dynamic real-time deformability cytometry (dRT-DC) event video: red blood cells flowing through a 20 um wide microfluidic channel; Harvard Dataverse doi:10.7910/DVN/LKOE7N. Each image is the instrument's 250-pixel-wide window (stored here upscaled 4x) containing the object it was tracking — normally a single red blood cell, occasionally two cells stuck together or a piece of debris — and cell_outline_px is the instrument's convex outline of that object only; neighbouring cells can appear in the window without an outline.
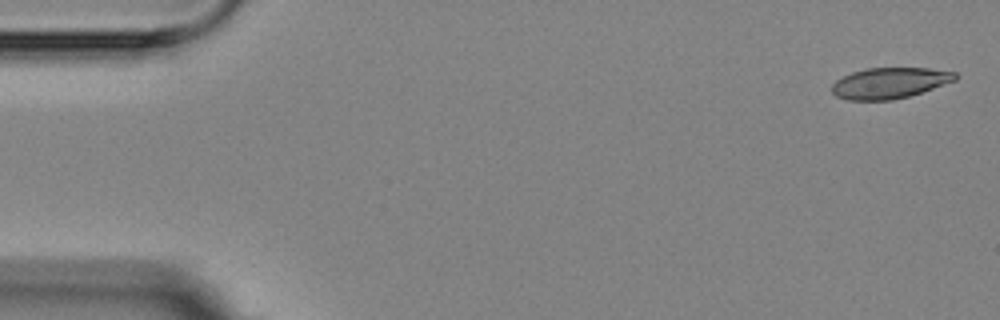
{"species": "Egyptian fruit bat (a non-hibernating species)", "species_latin": "Rousettus aegyptiacus", "temperature_condition": "room temperature", "stored_images_in_passage": 4, "camera_frame_rate_fps": 3000, "um_per_image_px": 0.085, "animal": {"sex": "female"}, "frame": {"image": 1, "passage_image": 1, "time_ms": 0.0, "image_size_px": [1000, 320], "cell_outline_px": [[960, 76], [956, 80], [908, 96], [892, 100], [848, 100], [836, 96], [832, 92], [832, 84], [836, 80], [852, 72], [868, 68], [928, 68], [956, 72]], "centroid_in_image_um": [75.62, 7.05], "position_along_channel_um": 9.4, "area_um2": 22.08}}
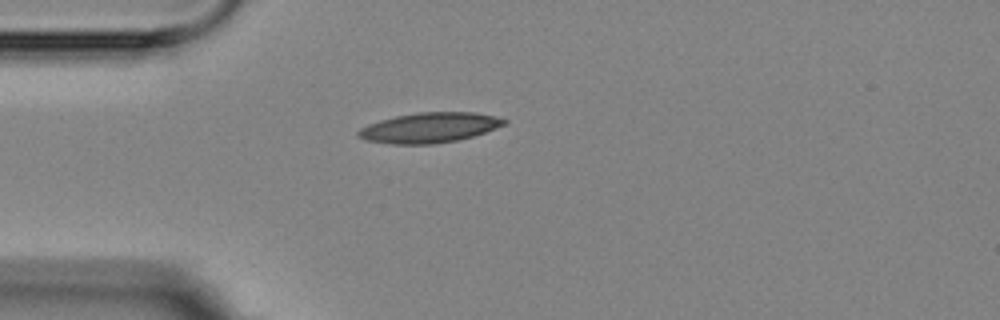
{"frame": {"image": 2, "passage_image": 4, "time_ms": 4.333, "image_size_px": [1000, 320], "cell_outline_px": [[508, 124], [472, 136], [456, 140], [432, 144], [392, 144], [364, 140], [356, 136], [356, 132], [360, 128], [368, 124], [380, 120], [396, 116], [416, 112], [476, 112], [496, 116], [508, 120]], "centroid_in_image_um": [36.49, 10.84], "position_along_channel_um": 48.5, "area_um2": 25.72}}